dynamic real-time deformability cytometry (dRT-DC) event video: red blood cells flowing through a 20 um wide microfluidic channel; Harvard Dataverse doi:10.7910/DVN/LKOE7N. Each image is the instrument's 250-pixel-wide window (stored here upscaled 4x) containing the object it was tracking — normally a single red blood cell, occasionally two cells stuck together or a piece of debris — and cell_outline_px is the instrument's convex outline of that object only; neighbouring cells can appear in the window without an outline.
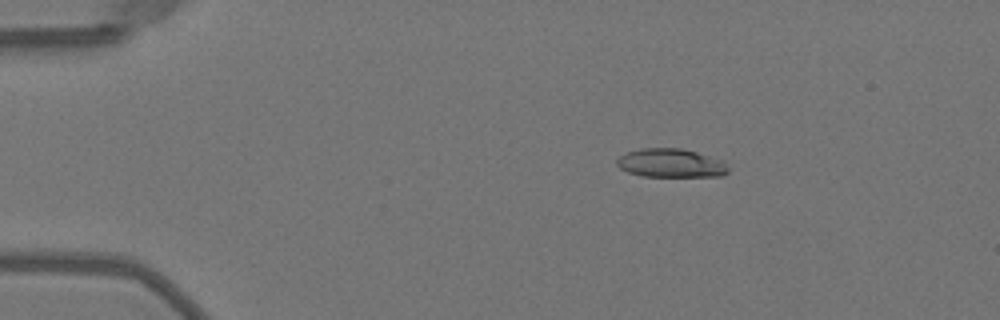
{"species": "Egyptian fruit bat (a non-hibernating species)", "species_latin": "Rousettus aegyptiacus", "temperature_condition": "warm", "stored_images_in_passage": 43, "camera_frame_rate_fps": 3000, "um_per_image_px": 0.085, "animal": {"sex": "female"}, "frame": {"image": 1, "passage_image": 1, "time_ms": 0.0, "image_size_px": [1000, 320], "cell_outline_px": [[728, 172], [720, 176], [640, 176], [628, 172], [620, 168], [616, 164], [616, 160], [620, 156], [628, 152], [640, 148], [680, 148], [696, 152], [724, 160], [728, 168]], "centroid_in_image_um": [57.02, 13.86], "position_along_channel_um": 28.0, "area_um2": 18.61}}
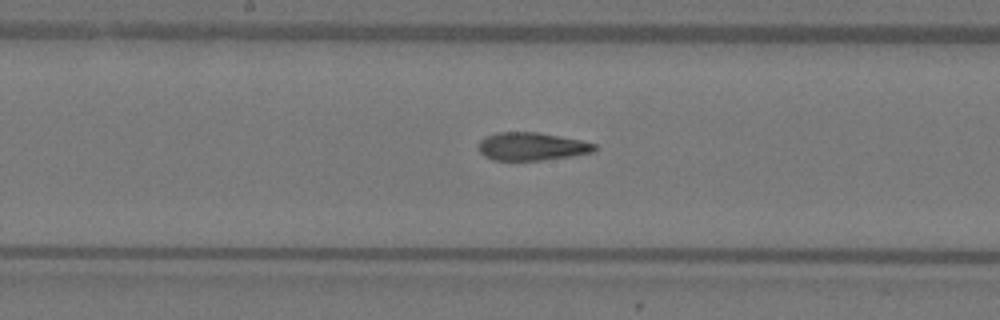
{"frame": {"image": 2, "passage_image": 19, "time_ms": 6.0, "image_size_px": [1000, 320], "cell_outline_px": [[596, 148], [592, 152], [572, 156], [540, 160], [492, 160], [484, 156], [480, 152], [480, 140], [484, 136], [496, 132], [540, 132], [580, 140], [596, 144]], "centroid_in_image_um": [45.17, 12.44], "position_along_channel_um": 203.0, "area_um2": 18.9}}
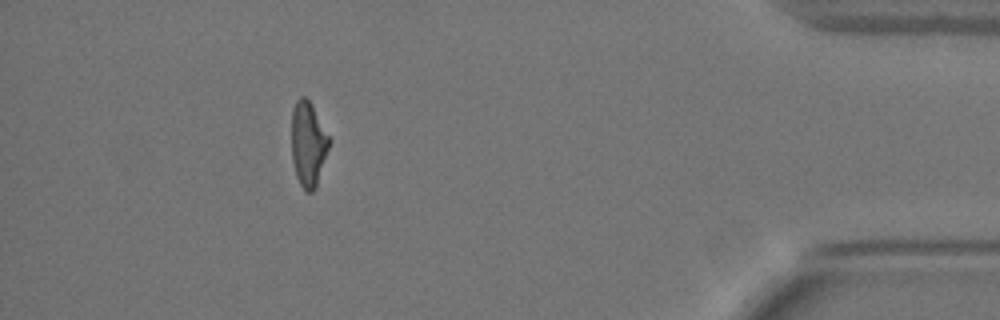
{"frame": {"image": 3, "passage_image": 38, "time_ms": 12.333, "image_size_px": [1000, 320], "cell_outline_px": [[332, 140], [316, 188], [312, 192], [304, 192], [296, 176], [292, 160], [292, 108], [296, 100], [300, 96], [304, 96], [312, 104]], "centroid_in_image_um": [26.22, 12.24], "position_along_channel_um": 409.0, "area_um2": 19.02}, "authors_computed_cell_mechanics": {"area_um2": 19.2474, "velocity_mm_per_s": 4.0561, "shape_relaxation_time_tau1_ms": 4.621, "shape_relaxation_time_tau2_ms": 2.4116, "deformation_change_tau1": 0.187, "deformation_change_tau2": 0.0757}}